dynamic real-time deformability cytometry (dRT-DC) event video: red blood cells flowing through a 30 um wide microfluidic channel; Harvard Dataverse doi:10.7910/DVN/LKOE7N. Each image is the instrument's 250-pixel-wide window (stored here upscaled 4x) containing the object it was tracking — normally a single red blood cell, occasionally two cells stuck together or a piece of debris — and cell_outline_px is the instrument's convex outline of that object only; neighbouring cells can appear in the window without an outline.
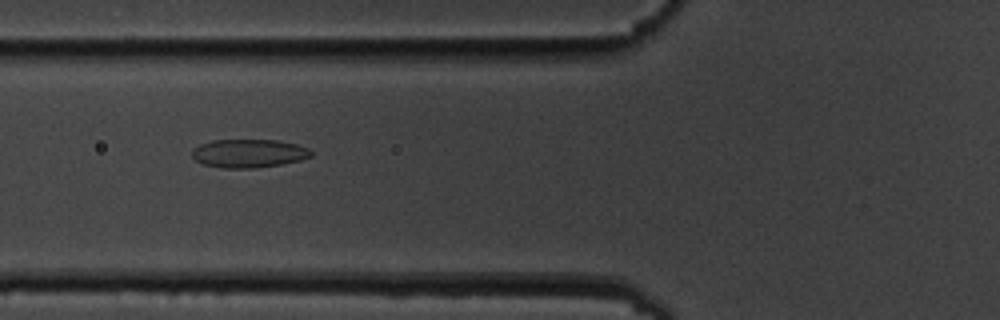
{"species": "common noctule bat (a hibernating species)", "species_latin": "Nyctalus noctula", "temperature_condition": "cold", "stored_images_in_passage": 8, "camera_frame_rate_fps": 3000, "um_per_image_px": 0.085, "animal": {"sex": "male", "body_mass_g": 19.5, "forearm_length_mm": 54.6}, "frame": {"image": 1, "passage_image": 7, "time_ms": 7.667, "image_size_px": [1000, 320], "cell_outline_px": [[312, 156], [300, 160], [280, 164], [252, 168], [224, 168], [204, 164], [196, 160], [192, 156], [192, 148], [200, 144], [212, 140], [276, 140], [296, 144], [308, 148], [312, 152]], "centroid_in_image_um": [21.13, 13.03], "position_along_channel_um": 104.7, "area_um2": 19.59}}
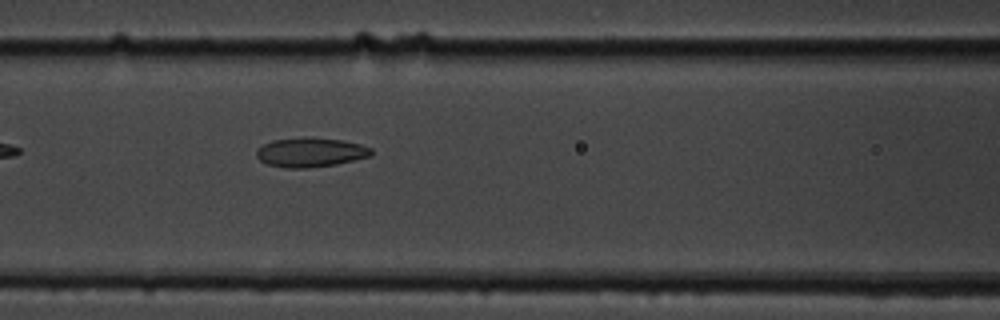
{"frame": {"image": 2, "passage_image": 8, "time_ms": 8.667, "image_size_px": [1000, 320], "cell_outline_px": [[372, 156], [336, 164], [308, 168], [288, 168], [268, 164], [260, 160], [256, 156], [256, 152], [264, 144], [272, 140], [304, 136], [344, 140], [360, 144], [372, 148]], "centroid_in_image_um": [26.42, 12.93], "position_along_channel_um": 140.2, "area_um2": 19.77}}